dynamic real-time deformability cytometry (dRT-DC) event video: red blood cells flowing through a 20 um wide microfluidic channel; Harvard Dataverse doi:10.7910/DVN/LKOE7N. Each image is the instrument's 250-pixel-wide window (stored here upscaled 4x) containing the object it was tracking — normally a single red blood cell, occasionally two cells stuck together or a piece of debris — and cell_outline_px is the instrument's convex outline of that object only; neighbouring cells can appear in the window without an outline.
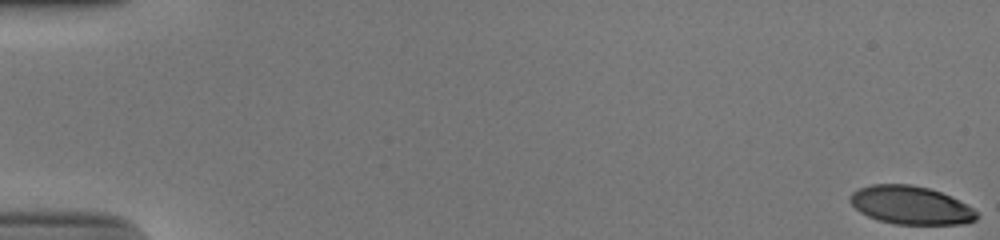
{"species": "human", "species_latin": "Homo sapiens", "temperature_condition": "cold", "stored_images_in_passage": 54, "camera_frame_rate_fps": 3000, "um_per_image_px": 0.085, "donor": {"sex": "male"}, "frame": {"image": 1, "passage_image": 1, "time_ms": 0.0, "image_size_px": [1000, 240], "cell_outline_px": [[980, 216], [976, 220], [964, 224], [896, 224], [880, 220], [868, 216], [860, 212], [848, 200], [848, 196], [852, 192], [860, 188], [872, 184], [912, 184], [928, 188], [940, 192], [972, 208]], "centroid_in_image_um": [77.38, 17.44], "position_along_channel_um": 7.6, "area_um2": 28.03}}
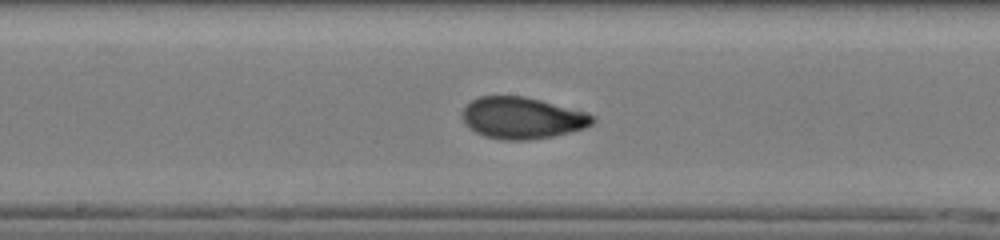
{"frame": {"image": 2, "passage_image": 30, "time_ms": 9.667, "image_size_px": [1000, 240], "cell_outline_px": [[596, 120], [592, 124], [584, 128], [552, 136], [528, 140], [504, 140], [484, 136], [476, 132], [464, 124], [460, 116], [460, 112], [472, 100], [480, 96], [524, 96], [588, 112], [596, 116]], "centroid_in_image_um": [44.37, 10.02], "position_along_channel_um": 203.8, "area_um2": 31.73}}
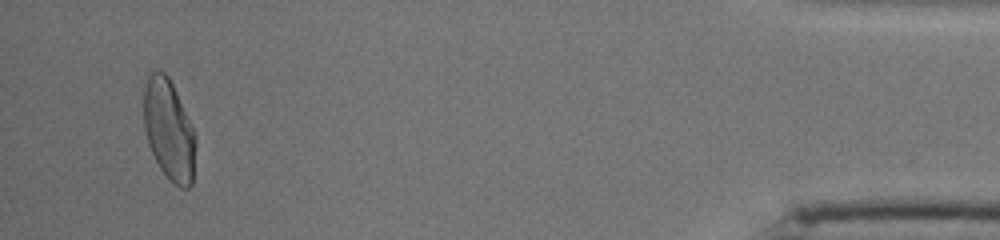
{"frame": {"image": 3, "passage_image": 52, "time_ms": 17.0, "image_size_px": [1000, 240], "cell_outline_px": [[196, 144], [192, 184], [188, 188], [180, 188], [160, 168], [148, 144], [144, 128], [144, 88], [148, 76], [152, 72], [164, 72], [168, 76], [176, 92], [196, 136]], "centroid_in_image_um": [14.36, 11.05], "position_along_channel_um": 420.8, "area_um2": 29.94}, "authors_computed_cell_mechanics": {"area_um2": 29.9404, "velocity_mm_per_s": 3.9048, "shape_relaxation_time_tau1_ms": 4.6679, "shape_relaxation_time_tau2_ms": 0.8584, "deformation_change_tau1": 0.1763, "deformation_change_tau2": 0.0485}}